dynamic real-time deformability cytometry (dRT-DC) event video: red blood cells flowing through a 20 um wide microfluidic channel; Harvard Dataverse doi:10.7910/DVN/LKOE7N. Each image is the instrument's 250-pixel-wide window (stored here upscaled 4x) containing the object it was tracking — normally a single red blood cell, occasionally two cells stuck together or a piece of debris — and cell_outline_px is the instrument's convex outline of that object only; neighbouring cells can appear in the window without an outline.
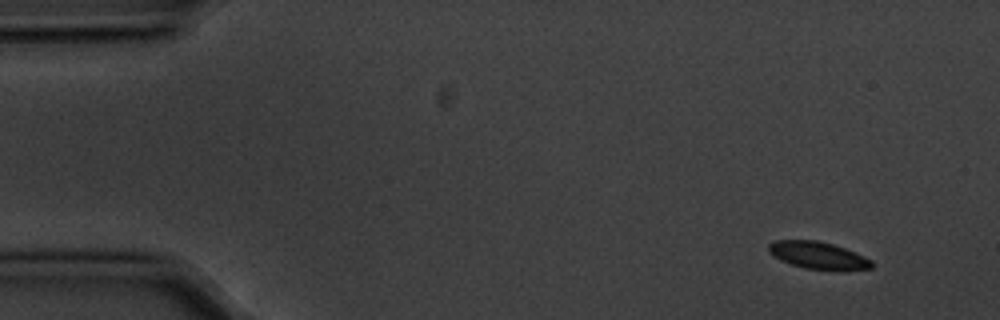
{"species": "common noctule bat (a hibernating species)", "species_latin": "Nyctalus noctula", "temperature_condition": "cold", "stored_images_in_passage": 6, "camera_frame_rate_fps": 3000, "um_per_image_px": 0.085, "animal": {"sex": "male", "body_mass_g": 20.1, "forearm_length_mm": 53.5}, "frame": {"image": 1, "passage_image": 1, "time_ms": 0.0, "image_size_px": [1000, 320], "cell_outline_px": [[872, 268], [844, 272], [804, 268], [780, 260], [768, 252], [768, 244], [776, 240], [816, 240], [832, 244], [856, 252], [872, 260]], "centroid_in_image_um": [69.58, 21.73], "position_along_channel_um": 15.4, "area_um2": 16.7}}
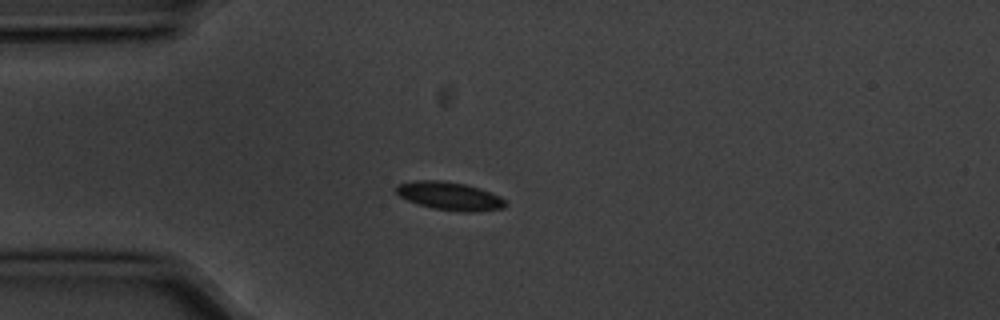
{"frame": {"image": 2, "passage_image": 4, "time_ms": 1.0, "image_size_px": [1000, 320], "cell_outline_px": [[508, 204], [504, 208], [472, 212], [456, 212], [432, 208], [416, 204], [400, 196], [396, 192], [396, 184], [416, 180], [440, 180], [464, 184], [480, 188], [500, 196]], "centroid_in_image_um": [38.21, 16.67], "position_along_channel_um": 46.8, "area_um2": 18.09}}
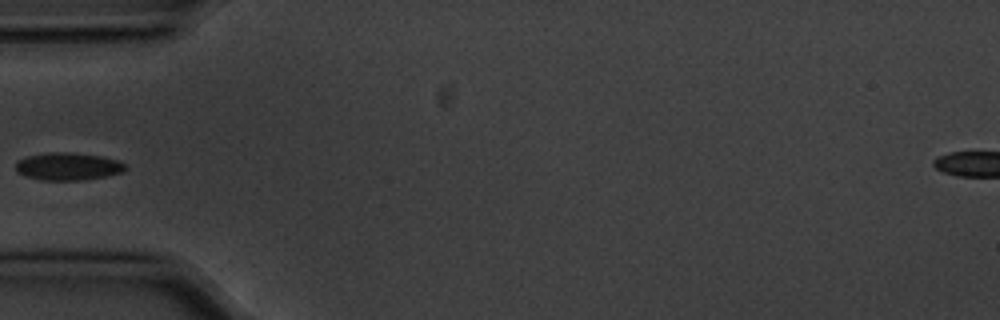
{"frame": {"image": 3, "passage_image": 5, "time_ms": 1.333, "image_size_px": [1000, 320], "cell_outline_px": [[128, 168], [124, 172], [104, 176], [80, 180], [40, 180], [24, 176], [16, 172], [16, 160], [28, 156], [48, 152], [68, 152], [100, 156], [120, 160], [128, 164]], "centroid_in_image_um": [5.8, 14.14], "position_along_channel_um": 79.2, "area_um2": 17.86}}